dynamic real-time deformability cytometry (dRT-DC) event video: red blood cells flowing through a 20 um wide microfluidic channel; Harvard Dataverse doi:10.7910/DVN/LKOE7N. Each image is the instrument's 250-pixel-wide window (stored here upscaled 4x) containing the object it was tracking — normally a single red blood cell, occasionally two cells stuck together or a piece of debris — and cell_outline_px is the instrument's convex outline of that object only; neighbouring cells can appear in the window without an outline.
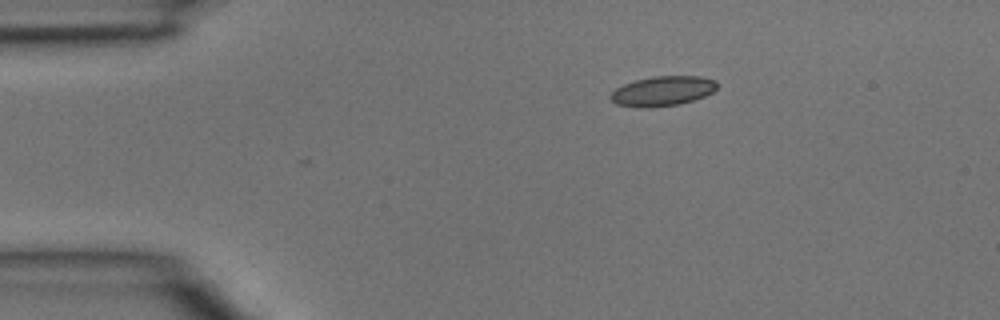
{"species": "common noctule bat (a hibernating species)", "species_latin": "Nyctalus noctula", "temperature_condition": "room temperature", "stored_images_in_passage": 33, "camera_frame_rate_fps": 3000, "um_per_image_px": 0.085, "animal": {"sex": "male", "body_mass_g": 15.6}, "frame": {"image": 1, "passage_image": 1, "time_ms": 0.0, "image_size_px": [1000, 320], "cell_outline_px": [[716, 88], [712, 92], [704, 96], [680, 104], [652, 108], [636, 108], [616, 104], [608, 96], [616, 88], [624, 84], [636, 80], [652, 76], [700, 76], [716, 80]], "centroid_in_image_um": [56.29, 7.75], "position_along_channel_um": 28.7, "area_um2": 18.61}}
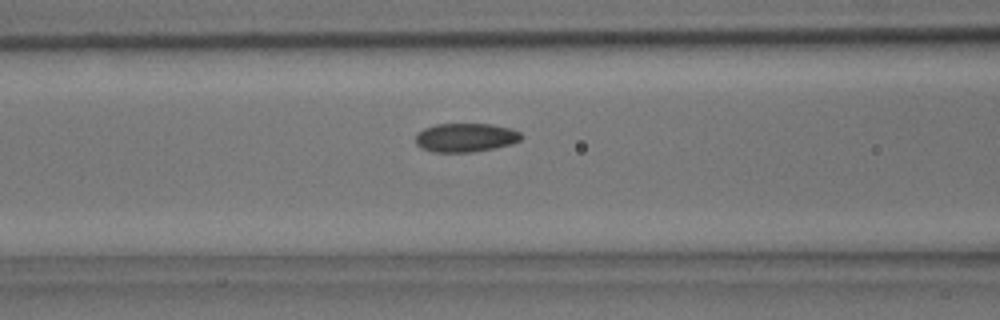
{"frame": {"image": 2, "passage_image": 11, "time_ms": 3.333, "image_size_px": [1000, 320], "cell_outline_px": [[524, 136], [520, 140], [508, 144], [492, 148], [472, 152], [432, 152], [420, 148], [416, 144], [416, 132], [424, 128], [436, 124], [492, 124], [512, 128], [520, 132]], "centroid_in_image_um": [39.54, 11.68], "position_along_channel_um": 127.1, "area_um2": 17.8}}
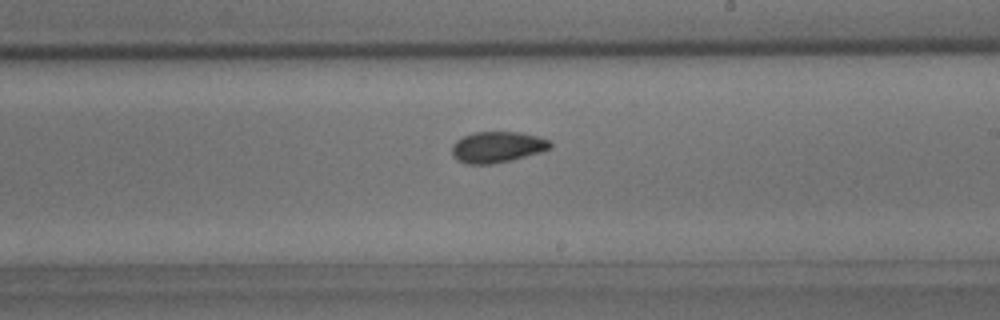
{"frame": {"image": 3, "passage_image": 19, "time_ms": 6.0, "image_size_px": [1000, 320], "cell_outline_px": [[552, 148], [540, 152], [512, 160], [492, 164], [468, 164], [456, 160], [452, 156], [452, 144], [456, 140], [464, 136], [476, 132], [520, 132], [536, 136], [548, 140], [552, 144]], "centroid_in_image_um": [42.25, 12.51], "position_along_channel_um": 246.8, "area_um2": 17.8}}